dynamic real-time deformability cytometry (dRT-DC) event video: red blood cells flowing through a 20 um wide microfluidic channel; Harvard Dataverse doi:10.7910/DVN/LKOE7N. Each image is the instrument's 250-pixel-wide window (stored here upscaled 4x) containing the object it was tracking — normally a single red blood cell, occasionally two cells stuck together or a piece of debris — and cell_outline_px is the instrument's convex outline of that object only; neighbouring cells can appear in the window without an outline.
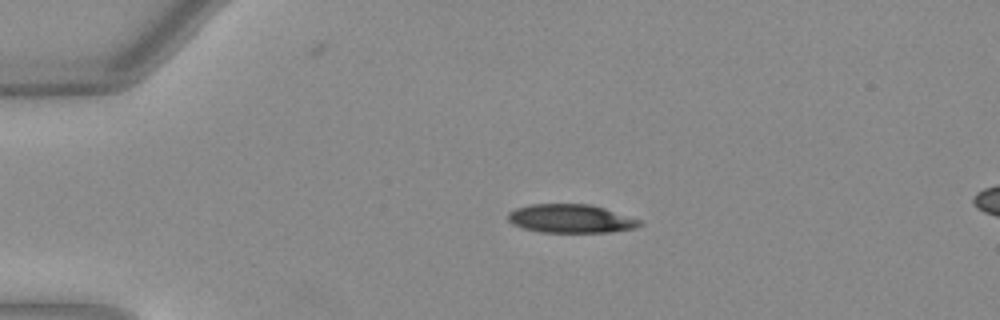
{"species": "Egyptian fruit bat (a non-hibernating species)", "species_latin": "Rousettus aegyptiacus", "temperature_condition": "warm", "stored_images_in_passage": 40, "camera_frame_rate_fps": 3000, "um_per_image_px": 0.085, "animal": {"sex": "female"}, "frame": {"image": 1, "passage_image": 1, "time_ms": 0.0, "image_size_px": [1000, 320], "cell_outline_px": [[644, 224], [636, 228], [612, 232], [540, 232], [524, 228], [512, 224], [508, 220], [508, 212], [516, 208], [528, 204], [592, 204], [640, 220]], "centroid_in_image_um": [48.51, 18.58], "position_along_channel_um": 36.5, "area_um2": 21.96}}
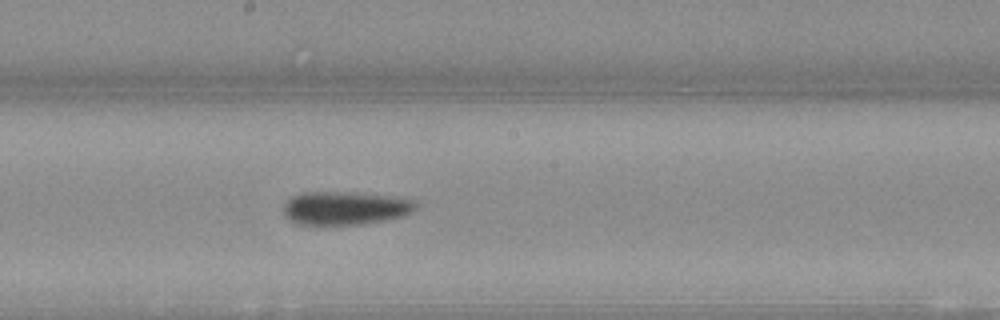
{"frame": {"image": 2, "passage_image": 18, "time_ms": 5.667, "image_size_px": [1000, 320], "cell_outline_px": [[416, 208], [412, 212], [400, 216], [384, 220], [364, 224], [296, 224], [288, 220], [284, 216], [284, 204], [292, 196], [304, 192], [356, 192], [388, 196], [408, 200], [416, 204]], "centroid_in_image_um": [29.26, 17.69], "position_along_channel_um": 218.9, "area_um2": 25.43}}
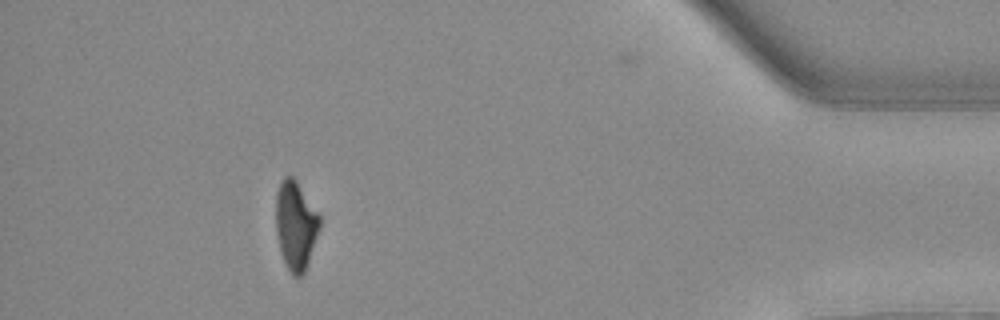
{"frame": {"image": 3, "passage_image": 36, "time_ms": 11.667, "image_size_px": [1000, 320], "cell_outline_px": [[320, 228], [304, 272], [300, 276], [292, 276], [284, 260], [280, 248], [276, 232], [276, 192], [280, 180], [284, 176], [292, 176], [296, 180], [320, 216]], "centroid_in_image_um": [25.12, 19.11], "position_along_channel_um": 410.1, "area_um2": 22.37}, "authors_computed_cell_mechanics": {"area_um2": 24.1604, "velocity_mm_per_s": 4.0466, "shape_relaxation_time_tau1_ms": 3.4767, "shape_relaxation_time_tau2_ms": 3.9695, "deformation_change_tau1": 0.1943, "deformation_change_tau2": 0.1306}}